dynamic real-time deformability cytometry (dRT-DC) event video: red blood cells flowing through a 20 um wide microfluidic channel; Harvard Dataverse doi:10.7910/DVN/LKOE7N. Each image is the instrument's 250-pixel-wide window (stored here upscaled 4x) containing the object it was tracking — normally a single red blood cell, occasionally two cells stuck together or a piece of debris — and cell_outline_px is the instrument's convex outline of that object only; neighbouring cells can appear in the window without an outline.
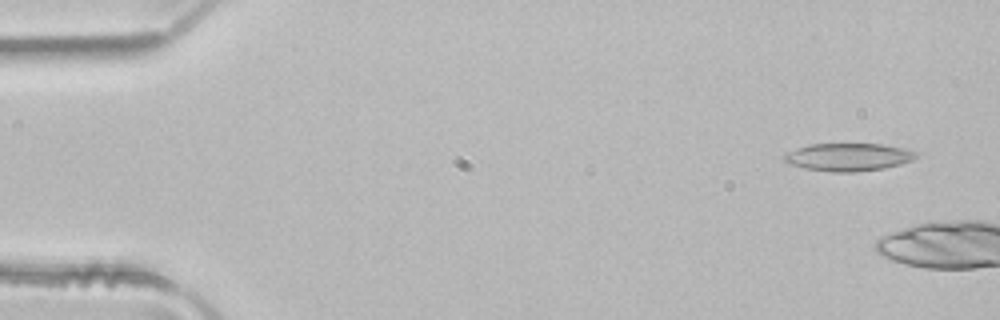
{"species": "common noctule bat (a hibernating species)", "species_latin": "Nyctalus noctula", "temperature_condition": "room temperature", "stored_images_in_passage": 6, "camera_frame_rate_fps": 3000, "um_per_image_px": 0.085, "animal": {"sex": "male", "body_mass_g": 21.5, "forearm_length_mm": 52.0}, "frame": {"image": 1, "passage_image": 1, "time_ms": 0.0, "image_size_px": [1000, 320], "cell_outline_px": [[920, 156], [912, 160], [900, 164], [884, 168], [856, 172], [832, 172], [804, 168], [788, 164], [784, 160], [784, 156], [788, 152], [796, 148], [808, 144], [884, 144], [904, 148], [920, 152]], "centroid_in_image_um": [72.15, 13.35], "position_along_channel_um": 12.9, "area_um2": 21.56}}
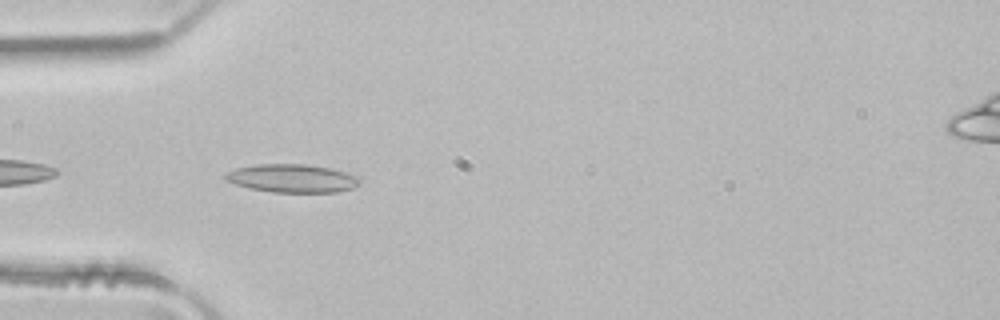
{"frame": {"image": 2, "passage_image": 5, "time_ms": 1.333, "image_size_px": [1000, 320], "cell_outline_px": [[360, 184], [352, 188], [336, 192], [272, 192], [248, 188], [224, 180], [224, 172], [236, 168], [256, 164], [304, 164], [328, 168], [360, 176]], "centroid_in_image_um": [24.8, 15.16], "position_along_channel_um": 60.2, "area_um2": 22.2}}
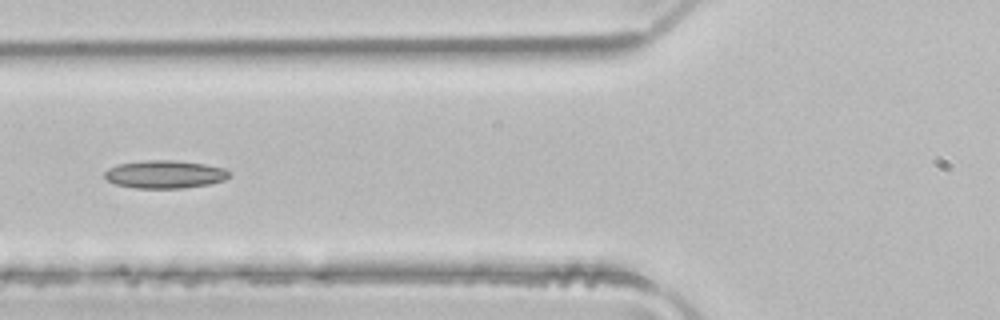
{"frame": {"image": 3, "passage_image": 6, "time_ms": 1.667, "image_size_px": [1000, 320], "cell_outline_px": [[232, 172], [224, 180], [208, 184], [184, 188], [136, 188], [116, 184], [108, 180], [104, 176], [104, 172], [108, 168], [116, 164], [144, 160], [176, 160], [204, 164], [224, 168]], "centroid_in_image_um": [14.0, 14.81], "position_along_channel_um": 111.8, "area_um2": 20.35}}